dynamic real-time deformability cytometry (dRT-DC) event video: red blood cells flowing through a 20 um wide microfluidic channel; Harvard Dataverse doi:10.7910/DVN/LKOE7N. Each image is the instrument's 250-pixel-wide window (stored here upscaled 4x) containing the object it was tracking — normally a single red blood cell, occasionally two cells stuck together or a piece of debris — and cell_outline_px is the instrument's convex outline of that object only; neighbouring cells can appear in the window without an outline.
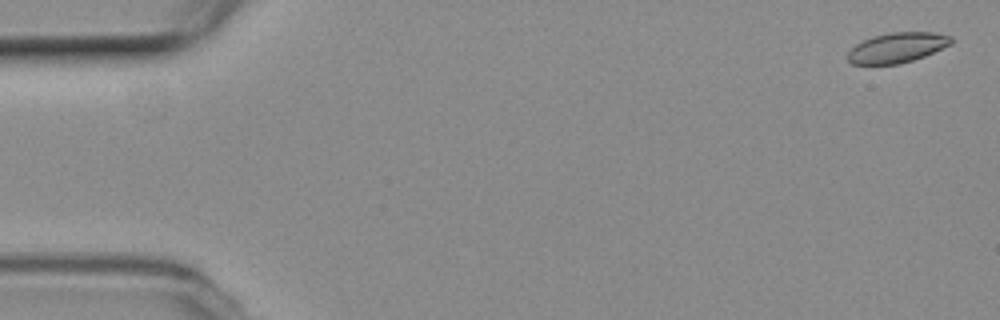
{"species": "common noctule bat (a hibernating species)", "species_latin": "Nyctalus noctula", "temperature_condition": "room temperature", "stored_images_in_passage": 55, "camera_frame_rate_fps": 3000, "um_per_image_px": 0.085, "animal": {"sex": "female", "body_mass_g": 19.3, "forearm_length_mm": 54.1}, "frame": {"image": 1, "passage_image": 2, "time_ms": 0.333, "image_size_px": [1000, 320], "cell_outline_px": [[956, 40], [952, 44], [924, 56], [900, 64], [852, 64], [844, 56], [856, 44], [872, 36], [892, 32], [936, 32], [952, 36]], "centroid_in_image_um": [76.28, 4.04], "position_along_channel_um": 8.7, "area_um2": 18.32}}
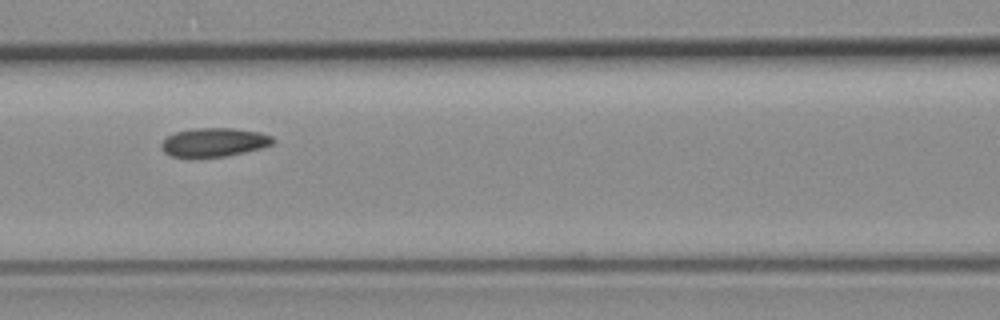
{"frame": {"image": 2, "passage_image": 24, "time_ms": 7.667, "image_size_px": [1000, 320], "cell_outline_px": [[276, 140], [272, 144], [260, 148], [244, 152], [224, 156], [172, 156], [164, 152], [160, 148], [160, 144], [168, 136], [176, 132], [196, 128], [232, 128], [260, 132], [272, 136]], "centroid_in_image_um": [18.21, 12.07], "position_along_channel_um": 148.4, "area_um2": 18.38}}
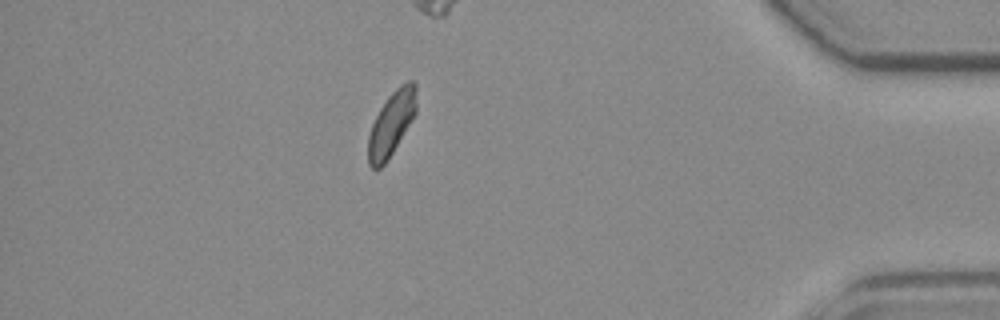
{"frame": {"image": 3, "passage_image": 48, "time_ms": 15.667, "image_size_px": [1000, 320], "cell_outline_px": [[416, 112], [392, 152], [384, 164], [380, 168], [372, 168], [368, 164], [368, 136], [372, 124], [380, 108], [388, 96], [400, 84], [408, 80], [412, 80], [416, 84]], "centroid_in_image_um": [33.26, 10.47], "position_along_channel_um": 401.9, "area_um2": 17.74}, "authors_computed_cell_mechanics": {"area_um2": 18.6116, "velocity_mm_per_s": 3.7586, "shape_relaxation_time_tau1_ms": null, "shape_relaxation_time_tau2_ms": 3.2107, "deformation_change_tau1": null, "deformation_change_tau2": 0.0718}}